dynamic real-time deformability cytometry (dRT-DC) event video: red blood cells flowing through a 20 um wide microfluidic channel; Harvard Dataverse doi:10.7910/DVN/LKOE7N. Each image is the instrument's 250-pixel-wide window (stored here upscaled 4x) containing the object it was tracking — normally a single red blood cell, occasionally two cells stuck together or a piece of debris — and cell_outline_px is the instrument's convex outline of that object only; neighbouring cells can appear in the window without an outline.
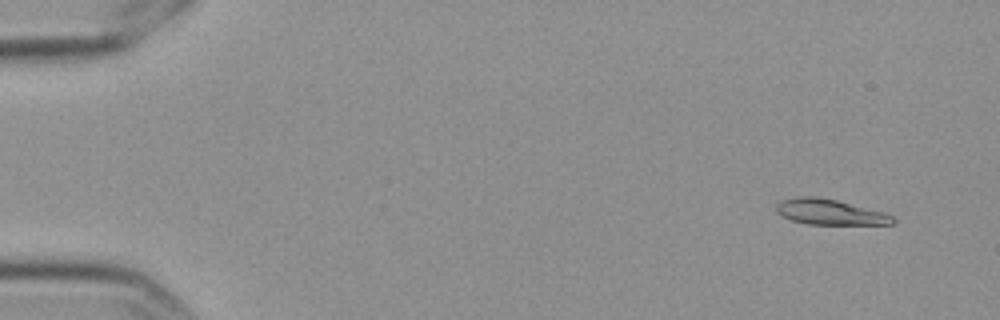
{"species": "Egyptian fruit bat (a non-hibernating species)", "species_latin": "Rousettus aegyptiacus", "temperature_condition": "cold", "stored_images_in_passage": 58, "camera_frame_rate_fps": 3000, "um_per_image_px": 0.085, "frame": {"image": 1, "passage_image": 5, "time_ms": 1.333, "image_size_px": [1000, 320], "cell_outline_px": [[896, 220], [892, 224], [808, 224], [792, 220], [776, 212], [776, 204], [784, 200], [800, 196], [816, 196], [836, 200], [884, 212], [892, 216]], "centroid_in_image_um": [70.54, 18.02], "position_along_channel_um": 14.5, "area_um2": 17.05}}
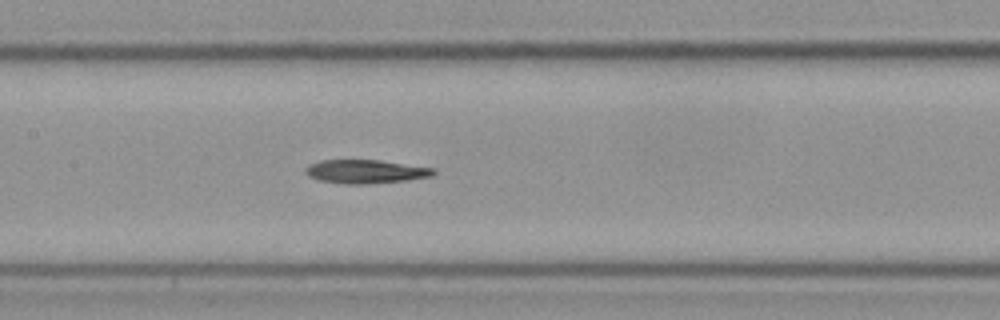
{"frame": {"image": 2, "passage_image": 29, "time_ms": 9.333, "image_size_px": [1000, 320], "cell_outline_px": [[436, 172], [432, 176], [408, 180], [364, 184], [344, 184], [316, 180], [308, 176], [304, 172], [304, 168], [308, 164], [320, 160], [380, 160], [436, 168]], "centroid_in_image_um": [31.05, 14.58], "position_along_channel_um": 176.4, "area_um2": 17.92}}
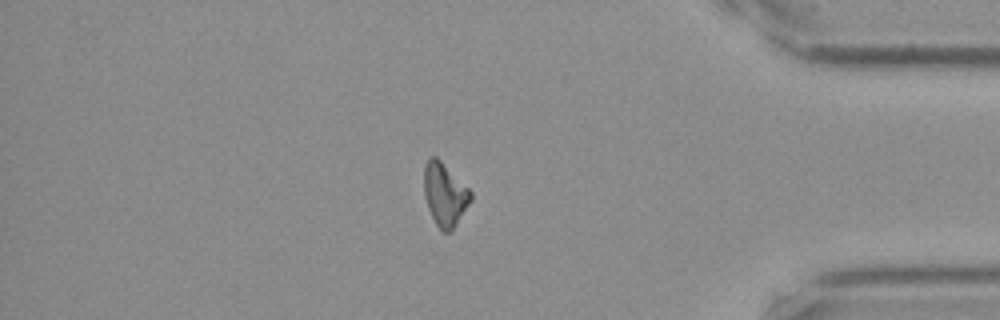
{"frame": {"image": 3, "passage_image": 50, "time_ms": 16.333, "image_size_px": [1000, 320], "cell_outline_px": [[472, 200], [452, 232], [440, 232], [428, 208], [424, 196], [424, 164], [432, 156], [436, 156], [472, 192]], "centroid_in_image_um": [37.81, 16.57], "position_along_channel_um": 397.4, "area_um2": 17.22}}